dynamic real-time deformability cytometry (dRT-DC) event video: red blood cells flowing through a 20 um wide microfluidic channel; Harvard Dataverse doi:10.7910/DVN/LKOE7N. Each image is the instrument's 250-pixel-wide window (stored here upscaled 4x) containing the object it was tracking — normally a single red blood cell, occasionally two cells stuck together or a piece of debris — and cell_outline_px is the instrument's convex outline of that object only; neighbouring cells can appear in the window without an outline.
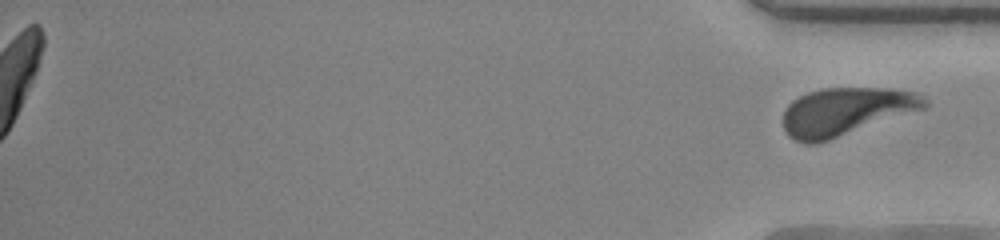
{"species": "human", "species_latin": "Homo sapiens", "temperature_condition": "warm", "stored_images_in_passage": 49, "segment_of_instrument_passage": [2, 2], "camera_frame_rate_fps": 3000, "um_per_image_px": 0.085, "donor": {"sex": "female"}, "frame": {"image": 1, "passage_image": 49, "time_ms": 16.0, "image_size_px": [1000, 240], "cell_outline_px": [[928, 108], [816, 144], [804, 144], [788, 136], [784, 128], [784, 112], [788, 104], [792, 100], [808, 92], [824, 88], [880, 88], [920, 92], [928, 100]], "centroid_in_image_um": [71.94, 9.48], "position_along_channel_um": 363.3, "area_um2": 39.71}}